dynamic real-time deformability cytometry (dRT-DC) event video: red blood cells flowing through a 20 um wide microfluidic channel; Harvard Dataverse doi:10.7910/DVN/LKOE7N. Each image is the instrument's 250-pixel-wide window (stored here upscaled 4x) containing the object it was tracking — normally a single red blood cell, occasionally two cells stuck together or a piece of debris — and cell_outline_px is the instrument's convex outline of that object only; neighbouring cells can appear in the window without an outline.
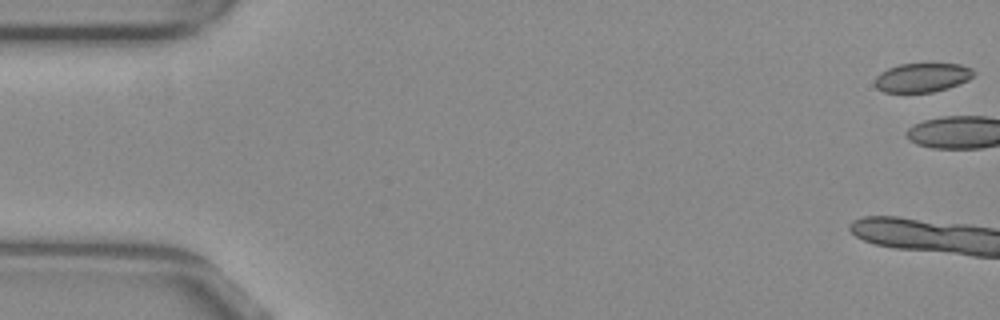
{"species": "common noctule bat (a hibernating species)", "species_latin": "Nyctalus noctula", "temperature_condition": "warm", "stored_images_in_passage": 3, "camera_frame_rate_fps": 3000, "um_per_image_px": 0.085, "animal": {"sex": "female", "body_mass_g": 29.2, "forearm_length_mm": 56.3}, "frame": {"image": 1, "passage_image": 1, "time_ms": 0.0, "image_size_px": [1000, 320], "cell_outline_px": [[976, 72], [968, 80], [960, 84], [948, 88], [932, 92], [884, 92], [876, 88], [876, 76], [880, 72], [888, 68], [900, 64], [960, 64], [972, 68]], "centroid_in_image_um": [78.41, 6.59], "position_along_channel_um": 6.6, "area_um2": 16.7}}